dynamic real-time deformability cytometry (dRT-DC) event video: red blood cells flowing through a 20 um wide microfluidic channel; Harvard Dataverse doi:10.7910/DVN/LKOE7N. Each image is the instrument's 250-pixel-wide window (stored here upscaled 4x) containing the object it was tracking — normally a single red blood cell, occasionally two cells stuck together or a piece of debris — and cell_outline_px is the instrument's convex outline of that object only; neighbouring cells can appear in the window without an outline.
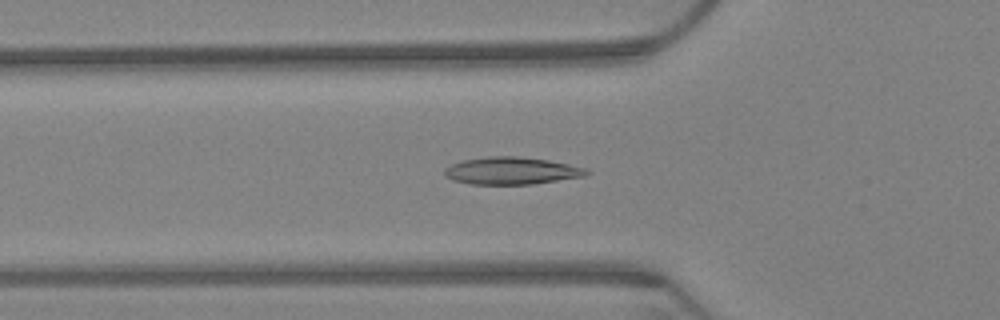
{"species": "Egyptian fruit bat (a non-hibernating species)", "species_latin": "Rousettus aegyptiacus", "temperature_condition": "warm", "stored_images_in_passage": 64, "camera_frame_rate_fps": 3000, "um_per_image_px": 0.085, "animal": {"sex": "female"}, "frame": {"image": 1, "passage_image": 22, "time_ms": 7.0, "image_size_px": [1000, 320], "cell_outline_px": [[592, 172], [584, 176], [532, 184], [468, 184], [452, 180], [444, 176], [444, 168], [452, 164], [464, 160], [488, 156], [516, 156], [548, 160], [568, 164], [584, 168]], "centroid_in_image_um": [43.44, 14.52], "position_along_channel_um": 82.4, "area_um2": 22.54}}
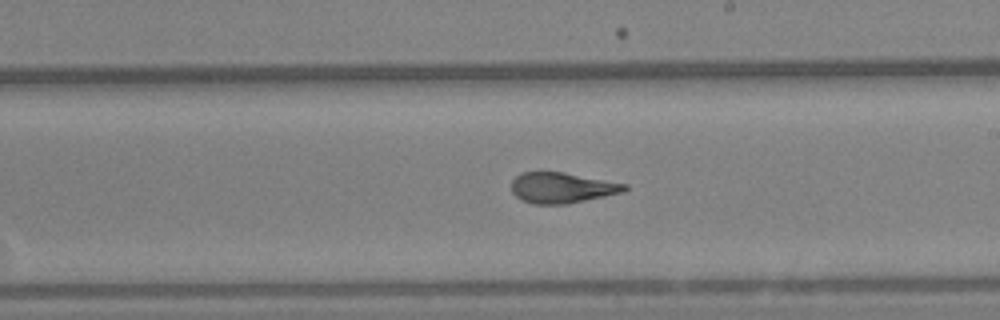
{"frame": {"image": 2, "passage_image": 37, "time_ms": 12.0, "image_size_px": [1000, 320], "cell_outline_px": [[628, 188], [624, 192], [568, 204], [532, 204], [520, 200], [512, 192], [512, 180], [520, 172], [564, 172], [628, 184]], "centroid_in_image_um": [47.76, 15.96], "position_along_channel_um": 241.2, "area_um2": 20.35}}
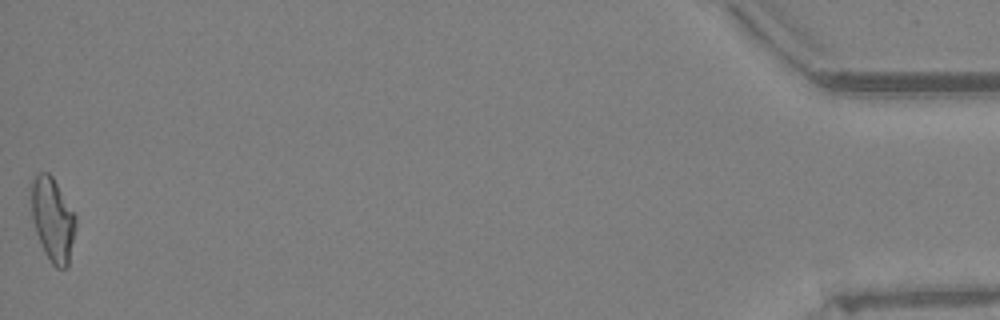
{"frame": {"image": 3, "passage_image": 64, "time_ms": 21.0, "image_size_px": [1000, 320], "cell_outline_px": [[76, 228], [68, 268], [56, 268], [52, 264], [44, 252], [36, 232], [32, 220], [32, 184], [36, 176], [40, 172], [48, 172], [52, 176], [76, 216]], "centroid_in_image_um": [4.5, 18.71], "position_along_channel_um": 430.7, "area_um2": 21.5}, "authors_computed_cell_mechanics": {"area_um2": 21.0392, "velocity_mm_per_s": 3.1902, "shape_relaxation_time_tau1_ms": 9.9199, "shape_relaxation_time_tau2_ms": 1.6465, "deformation_change_tau1": 0.2541, "deformation_change_tau2": 0.0878}}